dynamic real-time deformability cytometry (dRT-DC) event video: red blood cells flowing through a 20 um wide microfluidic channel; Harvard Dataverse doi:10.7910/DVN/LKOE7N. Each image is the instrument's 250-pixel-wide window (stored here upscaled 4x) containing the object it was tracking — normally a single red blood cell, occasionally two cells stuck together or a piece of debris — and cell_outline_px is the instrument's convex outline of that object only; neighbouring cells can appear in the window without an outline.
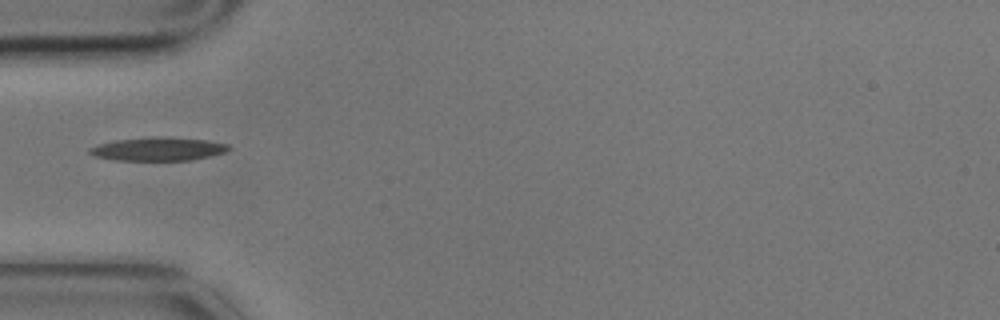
{"species": "common noctule bat (a hibernating species)", "species_latin": "Nyctalus noctula", "temperature_condition": "cold", "stored_images_in_passage": 5, "camera_frame_rate_fps": 3000, "um_per_image_px": 0.085, "animal": {"sex": "male", "body_mass_g": 17.9}, "frame": {"image": 1, "passage_image": 4, "time_ms": 1.0, "image_size_px": [1000, 320], "cell_outline_px": [[232, 148], [224, 152], [208, 156], [188, 160], [112, 160], [92, 156], [88, 152], [88, 148], [100, 144], [116, 140], [152, 136], [160, 136], [208, 140], [228, 144]], "centroid_in_image_um": [13.4, 12.66], "position_along_channel_um": 71.6, "area_um2": 19.02}}